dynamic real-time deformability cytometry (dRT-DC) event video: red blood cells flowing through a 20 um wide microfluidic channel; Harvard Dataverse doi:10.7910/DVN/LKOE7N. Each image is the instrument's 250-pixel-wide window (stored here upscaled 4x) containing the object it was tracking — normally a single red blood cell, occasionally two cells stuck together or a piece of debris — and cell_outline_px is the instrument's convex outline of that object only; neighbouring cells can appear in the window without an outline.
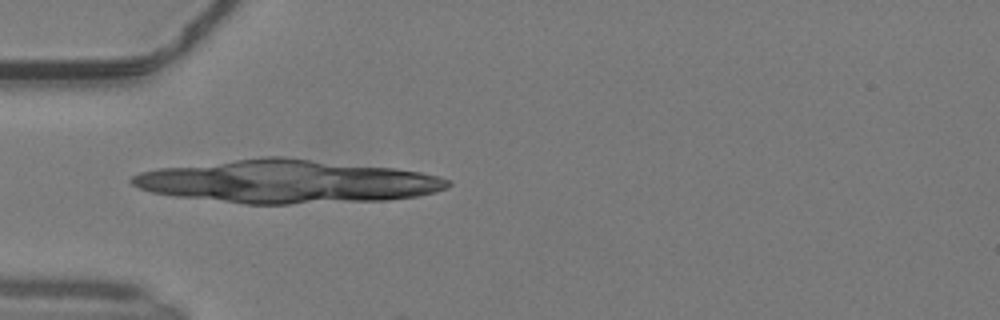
{"species": "common noctule bat (a hibernating species)", "species_latin": "Nyctalus noctula", "temperature_condition": "warm", "stored_images_in_passage": 4, "camera_frame_rate_fps": 3000, "um_per_image_px": 0.085, "animal": {"sex": "male", "body_mass_g": 19.2, "forearm_length_mm": 51.8}, "frame": {"image": 1, "passage_image": 3, "time_ms": 0.667, "image_size_px": [1000, 320], "cell_outline_px": [[320, 192], [316, 196], [296, 200], [248, 200], [220, 196], [208, 192], [232, 180], [236, 180]], "centroid_in_image_um": [22.15, 16.3], "position_along_channel_um": 62.8, "area_um2": 10.12}}